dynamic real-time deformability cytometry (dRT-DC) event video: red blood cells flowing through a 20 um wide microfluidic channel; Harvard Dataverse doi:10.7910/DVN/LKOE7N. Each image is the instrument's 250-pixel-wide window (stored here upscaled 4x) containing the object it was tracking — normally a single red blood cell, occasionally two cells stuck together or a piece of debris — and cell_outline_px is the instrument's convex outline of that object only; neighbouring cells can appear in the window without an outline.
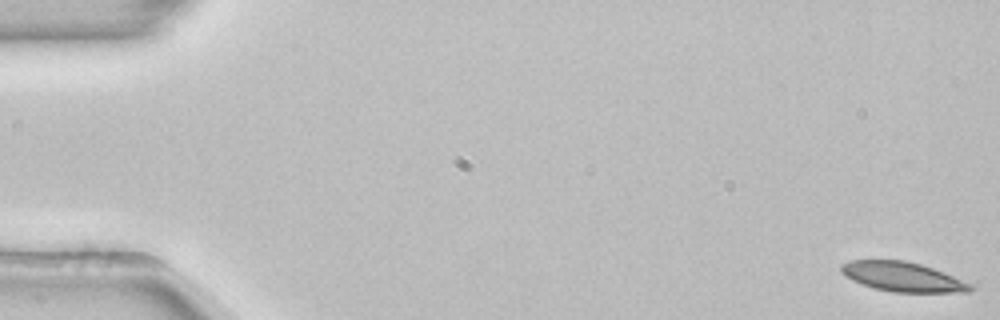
{"species": "common noctule bat (a hibernating species)", "species_latin": "Nyctalus noctula", "temperature_condition": "room temperature", "stored_images_in_passage": 53, "camera_frame_rate_fps": 3000, "um_per_image_px": 0.085, "animal": {"sex": "female", "body_mass_g": 22.7, "forearm_length_mm": 54.2}, "frame": {"image": 1, "passage_image": 1, "time_ms": 0.0, "image_size_px": [1000, 320], "cell_outline_px": [[976, 288], [968, 292], [892, 292], [876, 288], [852, 280], [840, 272], [840, 264], [848, 260], [904, 260], [920, 264], [944, 272], [972, 284]], "centroid_in_image_um": [76.73, 23.52], "position_along_channel_um": 8.3, "area_um2": 22.2}}
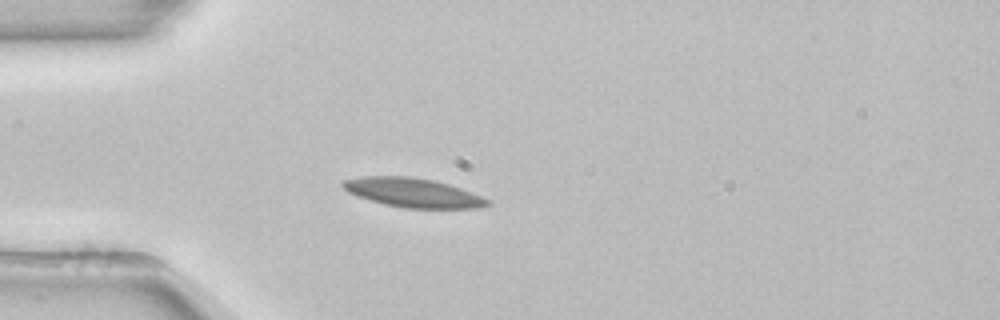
{"frame": {"image": 2, "passage_image": 15, "time_ms": 4.667, "image_size_px": [1000, 320], "cell_outline_px": [[492, 204], [480, 208], [404, 208], [384, 204], [356, 196], [348, 192], [340, 184], [340, 180], [364, 176], [408, 176], [432, 180], [448, 184], [472, 192], [492, 200]], "centroid_in_image_um": [35.1, 16.38], "position_along_channel_um": 49.9, "area_um2": 24.74}}
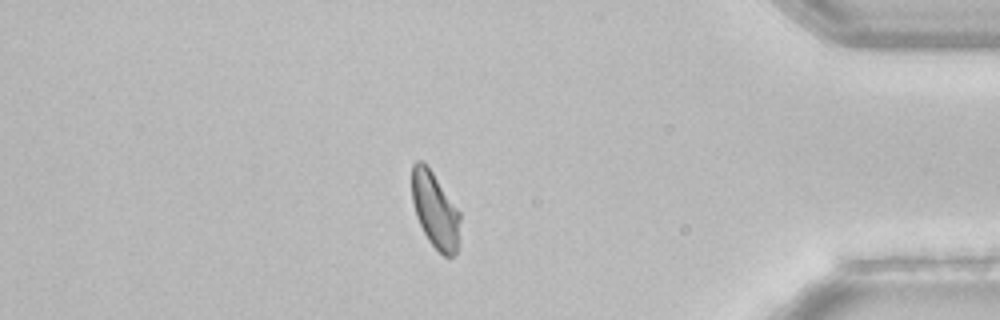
{"frame": {"image": 3, "passage_image": 46, "time_ms": 15.0, "image_size_px": [1000, 320], "cell_outline_px": [[460, 240], [456, 252], [452, 256], [444, 256], [428, 240], [416, 216], [412, 200], [412, 164], [416, 160], [420, 160], [432, 172], [460, 212]], "centroid_in_image_um": [36.99, 17.89], "position_along_channel_um": 398.2, "area_um2": 21.15}, "authors_computed_cell_mechanics": {"area_um2": 22.9466, "velocity_mm_per_s": 3.8463, "shape_relaxation_time_tau1_ms": 7.0129, "shape_relaxation_time_tau2_ms": null, "deformation_change_tau1": 0.1535, "deformation_change_tau2": null}}